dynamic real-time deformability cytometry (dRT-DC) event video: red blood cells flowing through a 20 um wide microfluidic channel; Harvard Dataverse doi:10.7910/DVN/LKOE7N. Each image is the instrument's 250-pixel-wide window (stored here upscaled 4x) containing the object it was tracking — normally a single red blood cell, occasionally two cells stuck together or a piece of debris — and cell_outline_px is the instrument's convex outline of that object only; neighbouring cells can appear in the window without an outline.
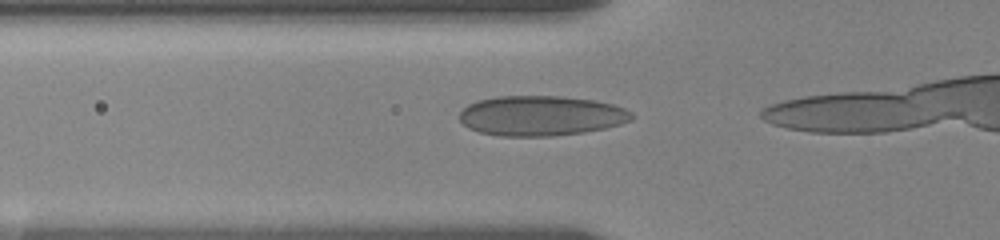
{"species": "human", "species_latin": "Homo sapiens", "temperature_condition": "room temperature", "stored_images_in_passage": 9, "camera_frame_rate_fps": 3000, "um_per_image_px": 0.085, "donor": {"sex": "female"}, "frame": {"image": 1, "passage_image": 7, "time_ms": 3.667, "image_size_px": [1000, 240], "cell_outline_px": [[636, 116], [632, 120], [620, 124], [604, 128], [584, 132], [552, 136], [500, 136], [480, 132], [468, 128], [460, 120], [460, 112], [468, 104], [476, 100], [496, 96], [560, 96], [596, 100], [612, 104], [624, 108], [632, 112]], "centroid_in_image_um": [46.0, 9.83], "position_along_channel_um": 79.8, "area_um2": 40.4}}